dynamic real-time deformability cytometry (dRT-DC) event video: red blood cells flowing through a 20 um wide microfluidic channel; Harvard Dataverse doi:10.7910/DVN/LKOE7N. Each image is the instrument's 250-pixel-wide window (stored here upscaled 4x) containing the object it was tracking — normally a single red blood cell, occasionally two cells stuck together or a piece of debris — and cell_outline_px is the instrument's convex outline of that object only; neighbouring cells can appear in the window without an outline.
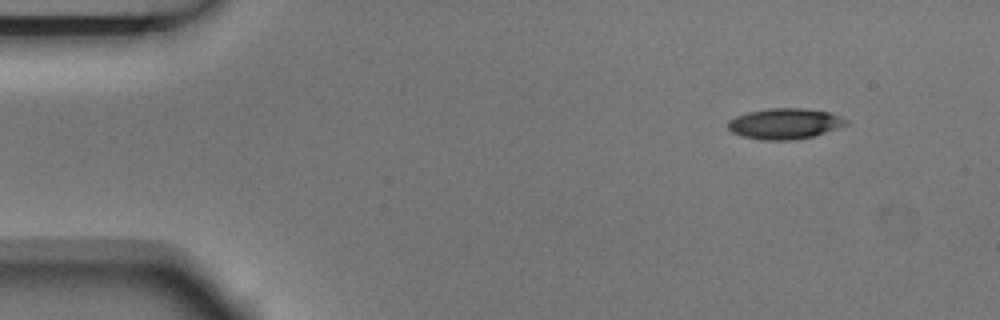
{"species": "Egyptian fruit bat (a non-hibernating species)", "species_latin": "Rousettus aegyptiacus", "temperature_condition": "room temperature", "stored_images_in_passage": 4, "camera_frame_rate_fps": 3000, "um_per_image_px": 0.085, "animal": {"sex": "male"}, "frame": {"image": 1, "passage_image": 1, "time_ms": 0.0, "image_size_px": [1000, 320], "cell_outline_px": [[848, 124], [812, 136], [796, 140], [760, 140], [740, 136], [732, 132], [728, 128], [728, 120], [736, 116], [748, 112], [772, 108], [804, 108], [828, 112], [848, 120]], "centroid_in_image_um": [66.66, 10.52], "position_along_channel_um": 18.3, "area_um2": 21.04}}
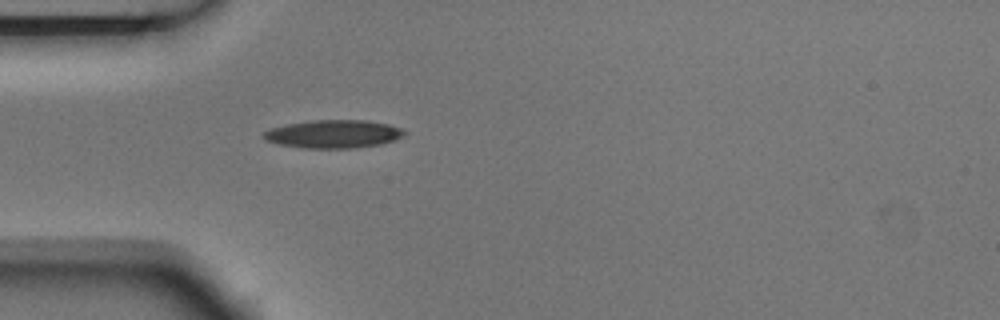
{"frame": {"image": 2, "passage_image": 4, "time_ms": 1.0, "image_size_px": [1000, 320], "cell_outline_px": [[408, 132], [404, 136], [380, 144], [352, 148], [304, 148], [280, 144], [264, 140], [260, 136], [268, 128], [308, 120], [368, 120], [388, 124], [400, 128]], "centroid_in_image_um": [28.31, 11.38], "position_along_channel_um": 56.7, "area_um2": 23.18}}